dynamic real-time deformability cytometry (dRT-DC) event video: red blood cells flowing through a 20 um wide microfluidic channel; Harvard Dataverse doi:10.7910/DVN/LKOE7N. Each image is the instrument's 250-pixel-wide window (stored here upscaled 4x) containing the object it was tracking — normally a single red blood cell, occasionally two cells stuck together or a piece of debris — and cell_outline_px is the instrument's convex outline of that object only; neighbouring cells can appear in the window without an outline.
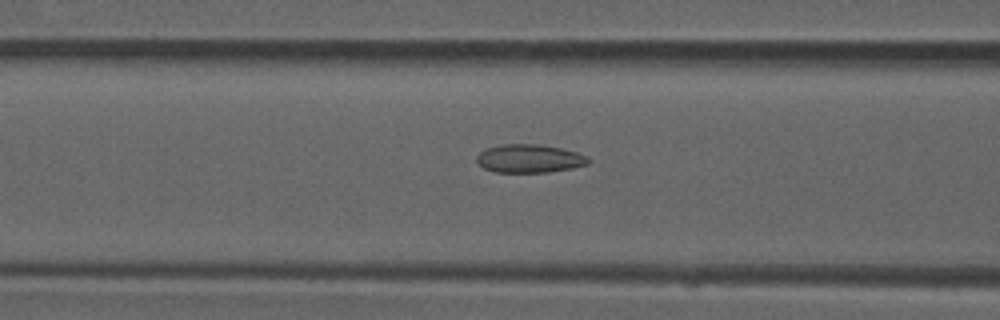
{"species": "common noctule bat (a hibernating species)", "species_latin": "Nyctalus noctula", "temperature_condition": "room temperature", "stored_images_in_passage": 52, "camera_frame_rate_fps": 3000, "um_per_image_px": 0.085, "animal": {"sex": "male", "forearm_length_mm": 52.5}, "frame": {"image": 1, "passage_image": 21, "time_ms": 6.667, "image_size_px": [1000, 320], "cell_outline_px": [[592, 160], [588, 164], [572, 168], [548, 172], [496, 172], [484, 168], [476, 160], [476, 156], [480, 152], [488, 148], [500, 144], [536, 144], [560, 148], [576, 152], [588, 156]], "centroid_in_image_um": [45.02, 13.48], "position_along_channel_um": 121.6, "area_um2": 18.38}}
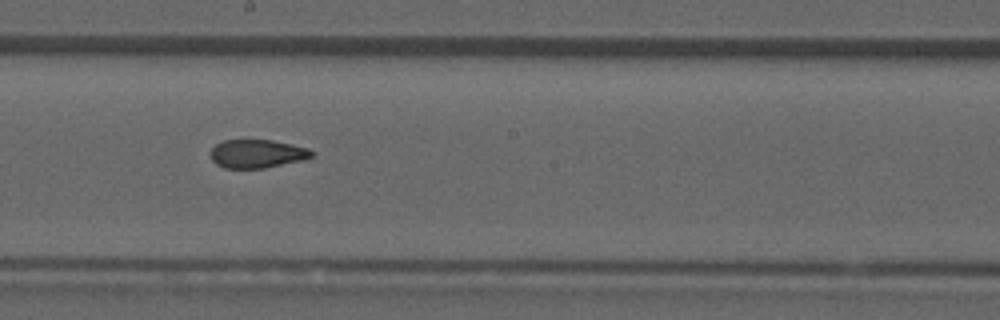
{"frame": {"image": 2, "passage_image": 29, "time_ms": 9.333, "image_size_px": [1000, 320], "cell_outline_px": [[316, 152], [312, 156], [304, 160], [264, 168], [224, 168], [216, 164], [212, 160], [212, 148], [216, 144], [224, 140], [272, 140], [292, 144], [308, 148]], "centroid_in_image_um": [21.89, 13.07], "position_along_channel_um": 226.3, "area_um2": 16.76}}
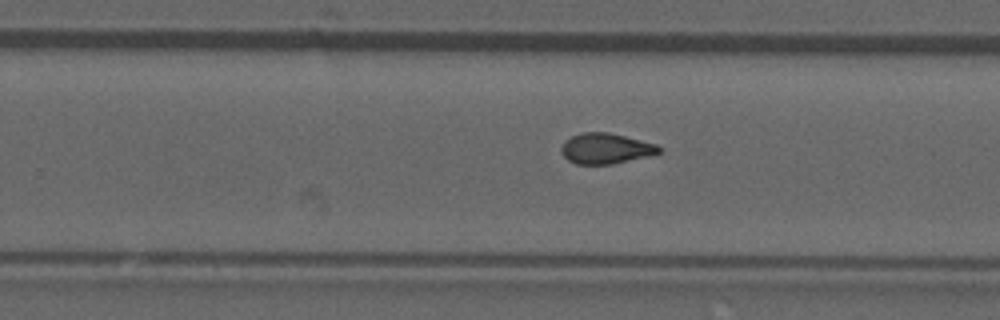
{"frame": {"image": 3, "passage_image": 33, "time_ms": 10.667, "image_size_px": [1000, 320], "cell_outline_px": [[664, 152], [656, 156], [612, 164], [576, 164], [568, 160], [560, 152], [560, 148], [564, 140], [580, 132], [608, 132], [656, 144], [664, 148]], "centroid_in_image_um": [51.55, 12.63], "position_along_channel_um": 278.2, "area_um2": 17.92}, "authors_computed_cell_mechanics": {"area_um2": 17.8602, "velocity_mm_per_s": 3.9297, "shape_relaxation_time_tau1_ms": null, "shape_relaxation_time_tau2_ms": 1.7089, "deformation_change_tau1": null, "deformation_change_tau2": 0.0843}}